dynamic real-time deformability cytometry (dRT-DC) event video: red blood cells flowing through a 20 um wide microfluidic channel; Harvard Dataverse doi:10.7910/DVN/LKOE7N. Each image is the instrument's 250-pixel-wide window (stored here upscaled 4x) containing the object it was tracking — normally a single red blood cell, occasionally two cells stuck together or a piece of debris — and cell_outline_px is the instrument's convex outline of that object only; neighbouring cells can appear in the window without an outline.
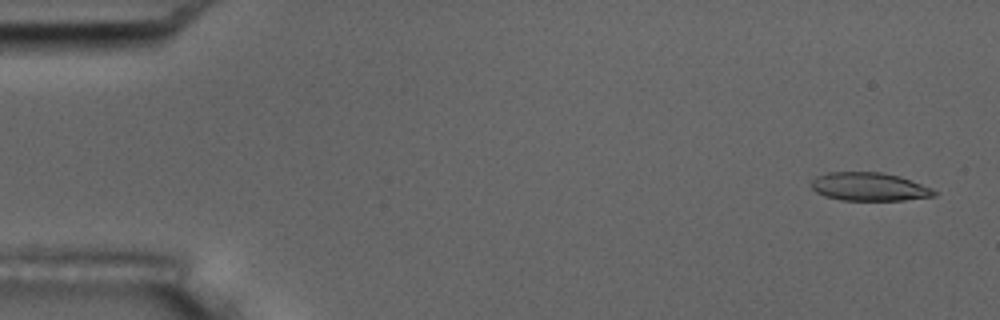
{"species": "common noctule bat (a hibernating species)", "species_latin": "Nyctalus noctula", "temperature_condition": "room temperature", "stored_images_in_passage": 5, "camera_frame_rate_fps": 3000, "um_per_image_px": 0.085, "animal": {"sex": "male", "body_mass_g": 17.5, "forearm_length_mm": 52.3}, "frame": {"image": 1, "passage_image": 1, "time_ms": 0.0, "image_size_px": [1000, 320], "cell_outline_px": [[936, 196], [904, 200], [840, 200], [824, 196], [816, 192], [812, 188], [812, 180], [816, 176], [828, 172], [880, 172], [900, 176], [932, 188], [936, 192]], "centroid_in_image_um": [73.88, 15.87], "position_along_channel_um": 11.1, "area_um2": 20.29}}
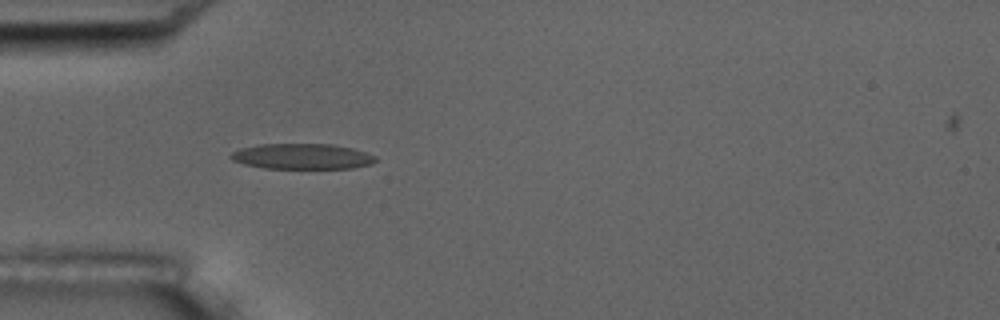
{"frame": {"image": 2, "passage_image": 5, "time_ms": 4.667, "image_size_px": [1000, 320], "cell_outline_px": [[376, 160], [372, 164], [352, 168], [264, 168], [244, 164], [232, 160], [228, 156], [232, 152], [240, 148], [260, 144], [332, 144], [352, 148], [376, 156]], "centroid_in_image_um": [25.66, 13.29], "position_along_channel_um": 59.3, "area_um2": 21.5}}